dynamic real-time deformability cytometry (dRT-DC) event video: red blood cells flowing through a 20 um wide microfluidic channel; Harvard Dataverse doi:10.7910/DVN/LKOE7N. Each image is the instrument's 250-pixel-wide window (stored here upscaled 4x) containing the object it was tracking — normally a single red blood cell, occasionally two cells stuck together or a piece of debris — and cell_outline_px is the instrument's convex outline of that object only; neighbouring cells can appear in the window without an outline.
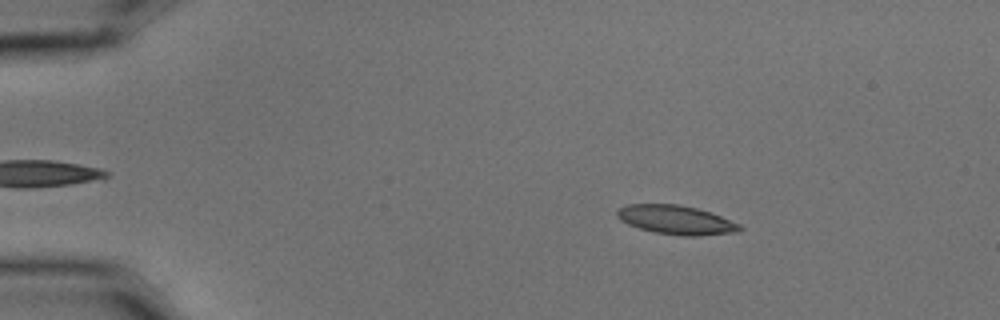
{"species": "common noctule bat (a hibernating species)", "species_latin": "Nyctalus noctula", "temperature_condition": "cold", "stored_images_in_passage": 57, "camera_frame_rate_fps": 3000, "um_per_image_px": 0.085, "animal": {"sex": "male", "body_mass_g": 15.6}, "frame": {"image": 1, "passage_image": 10, "time_ms": 3.0, "image_size_px": [1000, 320], "cell_outline_px": [[744, 228], [740, 232], [696, 236], [684, 236], [656, 232], [640, 228], [628, 224], [620, 220], [616, 216], [616, 212], [620, 208], [628, 204], [680, 204], [712, 212], [740, 224]], "centroid_in_image_um": [57.51, 18.69], "position_along_channel_um": 27.5, "area_um2": 20.81}}
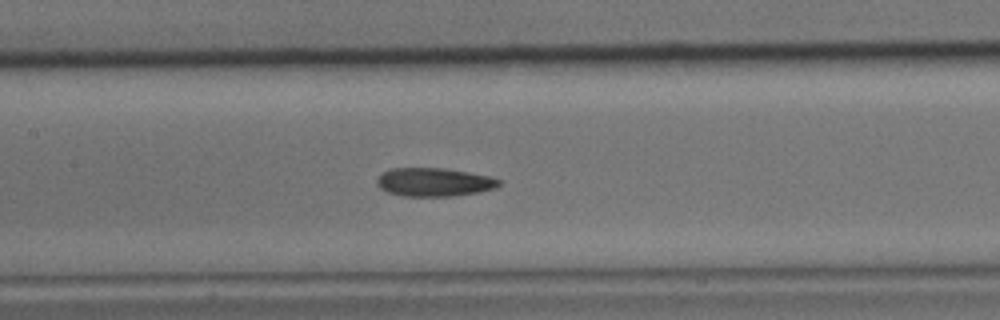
{"frame": {"image": 2, "passage_image": 28, "time_ms": 9.0, "image_size_px": [1000, 320], "cell_outline_px": [[500, 184], [496, 188], [480, 192], [452, 196], [404, 196], [388, 192], [380, 188], [376, 184], [376, 180], [384, 172], [392, 168], [444, 168], [488, 176], [500, 180]], "centroid_in_image_um": [36.89, 15.48], "position_along_channel_um": 170.5, "area_um2": 20.11}}
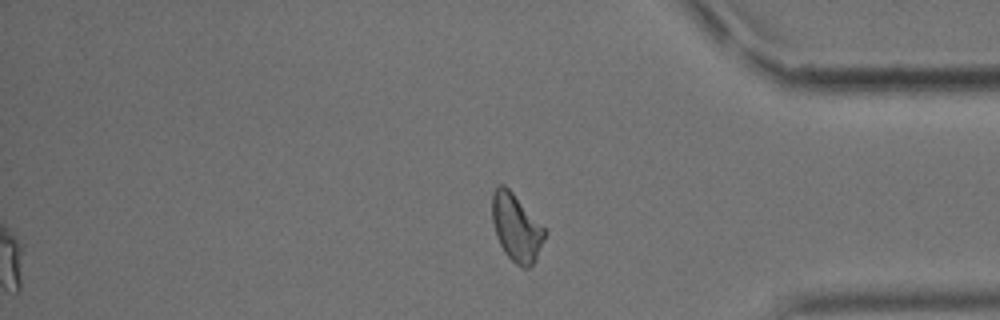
{"frame": {"image": 3, "passage_image": 48, "time_ms": 15.667, "image_size_px": [1000, 320], "cell_outline_px": [[548, 232], [536, 260], [528, 268], [524, 268], [516, 264], [504, 252], [496, 236], [492, 220], [492, 192], [500, 184], [504, 184], [512, 192]], "centroid_in_image_um": [43.89, 19.36], "position_along_channel_um": 391.3, "area_um2": 20.58}, "authors_computed_cell_mechanics": {"area_um2": 20.3456, "velocity_mm_per_s": 3.5603, "shape_relaxation_time_tau1_ms": 4.5179, "shape_relaxation_time_tau2_ms": 2.9552, "deformation_change_tau1": 0.1391, "deformation_change_tau2": 0.1033}}